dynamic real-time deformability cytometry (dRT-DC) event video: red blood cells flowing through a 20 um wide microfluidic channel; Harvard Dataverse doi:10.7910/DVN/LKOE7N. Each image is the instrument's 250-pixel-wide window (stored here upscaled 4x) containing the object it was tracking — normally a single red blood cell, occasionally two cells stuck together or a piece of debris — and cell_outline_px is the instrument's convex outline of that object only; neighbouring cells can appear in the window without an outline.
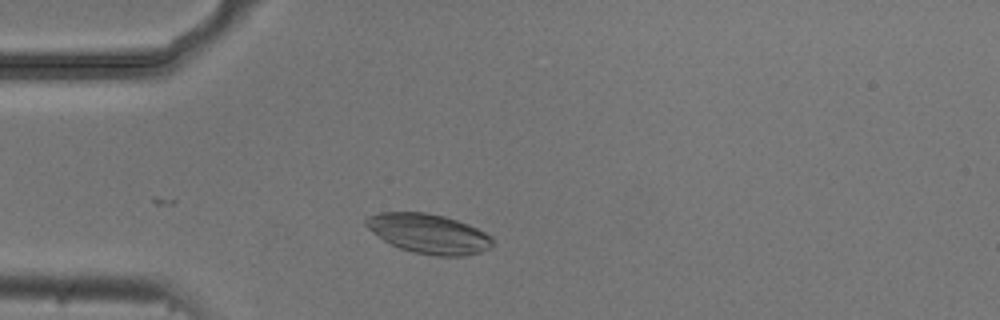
{"species": "common noctule bat (a hibernating species)", "species_latin": "Nyctalus noctula", "temperature_condition": "cold", "stored_images_in_passage": 2, "camera_frame_rate_fps": 3000, "um_per_image_px": 0.085, "animal": {"sex": "male", "body_mass_g": 20.5, "forearm_length_mm": 52.5}, "frame": {"image": 1, "passage_image": 1, "time_ms": 0.0, "image_size_px": [1000, 320], "cell_outline_px": [[496, 244], [480, 252], [464, 256], [436, 256], [412, 252], [400, 248], [384, 240], [372, 232], [364, 224], [364, 220], [368, 216], [380, 212], [428, 212], [444, 216], [468, 224], [492, 236]], "centroid_in_image_um": [36.45, 19.86], "position_along_channel_um": 48.6, "area_um2": 29.3}}